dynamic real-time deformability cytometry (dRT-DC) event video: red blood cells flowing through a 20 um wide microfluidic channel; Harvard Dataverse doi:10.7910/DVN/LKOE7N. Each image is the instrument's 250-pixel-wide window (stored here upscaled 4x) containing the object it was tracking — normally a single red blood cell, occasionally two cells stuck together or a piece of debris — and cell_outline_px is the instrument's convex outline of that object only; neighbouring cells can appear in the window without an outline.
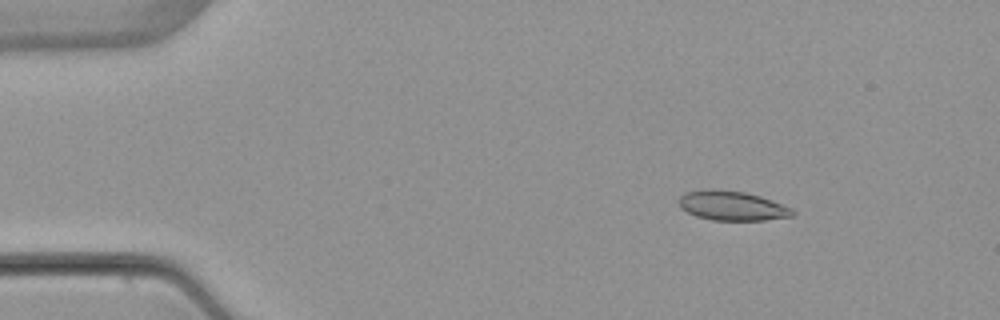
{"species": "common noctule bat (a hibernating species)", "species_latin": "Nyctalus noctula", "temperature_condition": "warm", "stored_images_in_passage": 4, "camera_frame_rate_fps": 3000, "um_per_image_px": 0.085, "animal": {"sex": "female", "body_mass_g": 22.7, "forearm_length_mm": 54.2}, "frame": {"image": 1, "passage_image": 2, "time_ms": 1.0, "image_size_px": [1000, 320], "cell_outline_px": [[796, 212], [792, 216], [764, 220], [712, 220], [696, 216], [680, 208], [676, 200], [684, 192], [708, 188], [712, 188], [744, 192], [760, 196], [772, 200], [792, 208]], "centroid_in_image_um": [62.18, 17.47], "position_along_channel_um": 22.8, "area_um2": 19.77}}
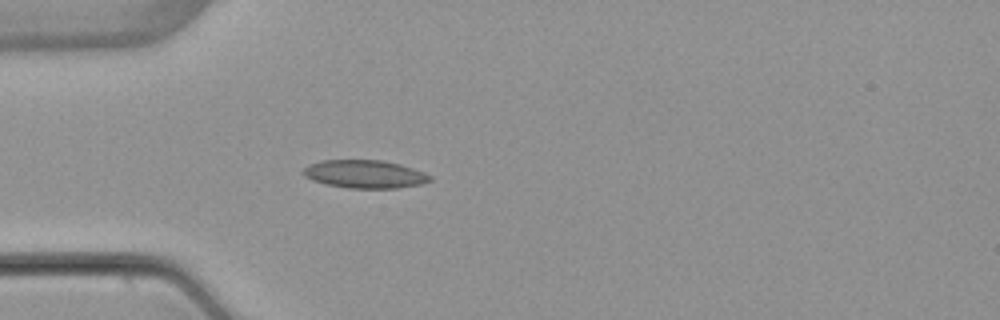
{"frame": {"image": 2, "passage_image": 4, "time_ms": 3.667, "image_size_px": [1000, 320], "cell_outline_px": [[432, 180], [420, 184], [396, 188], [348, 188], [324, 184], [312, 180], [304, 176], [300, 172], [308, 164], [324, 160], [384, 160], [400, 164], [424, 172], [432, 176]], "centroid_in_image_um": [30.97, 14.8], "position_along_channel_um": 54.0, "area_um2": 20.87}}